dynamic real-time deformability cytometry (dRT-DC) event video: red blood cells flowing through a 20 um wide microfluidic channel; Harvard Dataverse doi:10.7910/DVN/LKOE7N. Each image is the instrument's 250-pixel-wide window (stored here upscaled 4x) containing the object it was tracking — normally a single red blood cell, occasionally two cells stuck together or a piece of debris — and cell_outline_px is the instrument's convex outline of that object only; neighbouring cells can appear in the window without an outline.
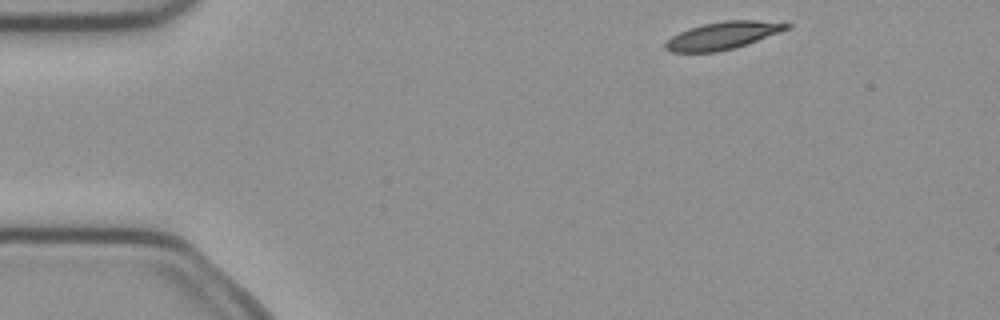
{"species": "common noctule bat (a hibernating species)", "species_latin": "Nyctalus noctula", "temperature_condition": "cold", "stored_images_in_passage": 3, "camera_frame_rate_fps": 3000, "um_per_image_px": 0.085, "animal": {"sex": "female", "body_mass_g": 21.9}, "frame": {"image": 1, "passage_image": 1, "time_ms": 0.0, "image_size_px": [1000, 320], "cell_outline_px": [[792, 24], [788, 28], [780, 32], [748, 44], [716, 52], [672, 52], [664, 48], [664, 44], [672, 36], [688, 28], [704, 24], [724, 20], [756, 20]], "centroid_in_image_um": [61.42, 3.02], "position_along_channel_um": 23.6, "area_um2": 19.25}}